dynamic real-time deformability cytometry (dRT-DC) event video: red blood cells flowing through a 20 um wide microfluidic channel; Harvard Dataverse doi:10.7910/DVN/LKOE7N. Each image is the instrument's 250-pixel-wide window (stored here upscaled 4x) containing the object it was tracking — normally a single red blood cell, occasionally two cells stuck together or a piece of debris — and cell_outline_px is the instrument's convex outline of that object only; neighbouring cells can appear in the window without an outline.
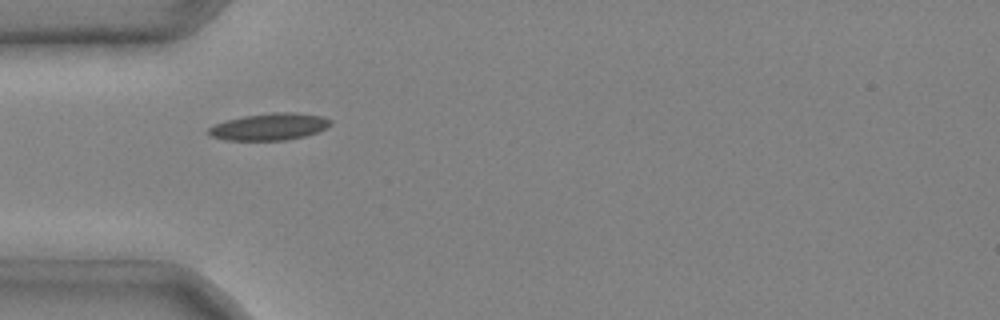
{"species": "common noctule bat (a hibernating species)", "species_latin": "Nyctalus noctula", "temperature_condition": "cold", "stored_images_in_passage": 3, "camera_frame_rate_fps": 3000, "um_per_image_px": 0.085, "animal": {"sex": "male", "body_mass_g": 20.4}, "frame": {"image": 1, "passage_image": 1, "time_ms": 0.0, "image_size_px": [1000, 320], "cell_outline_px": [[332, 124], [328, 128], [304, 136], [288, 140], [224, 140], [212, 136], [208, 132], [208, 128], [216, 124], [228, 120], [244, 116], [272, 112], [292, 112], [320, 116], [332, 120]], "centroid_in_image_um": [22.93, 10.77], "position_along_channel_um": 62.1, "area_um2": 19.02}}
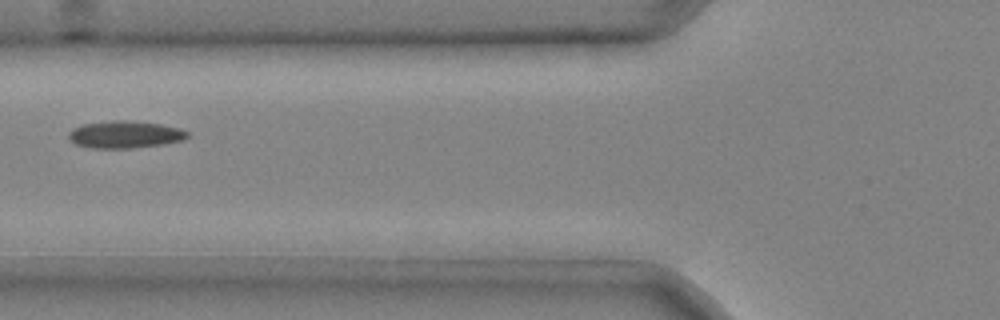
{"frame": {"image": 2, "passage_image": 2, "time_ms": 0.333, "image_size_px": [1000, 320], "cell_outline_px": [[188, 136], [184, 140], [164, 144], [132, 148], [92, 148], [76, 144], [68, 136], [68, 132], [72, 128], [84, 124], [112, 120], [124, 120], [160, 124], [180, 128], [188, 132]], "centroid_in_image_um": [10.63, 11.43], "position_along_channel_um": 115.2, "area_um2": 18.79}}
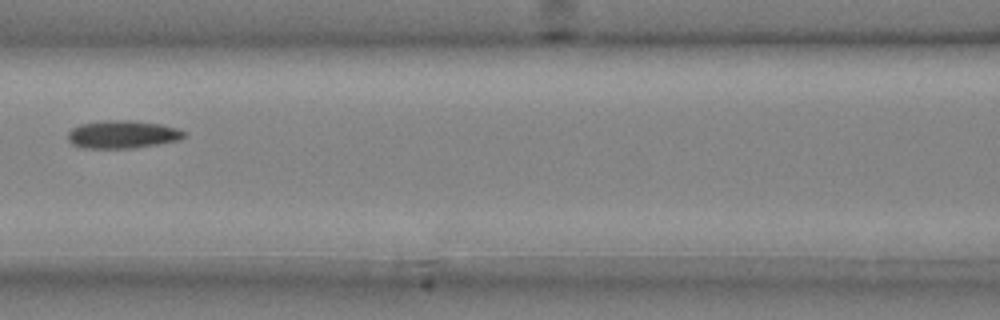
{"frame": {"image": 3, "passage_image": 3, "time_ms": 0.667, "image_size_px": [1000, 320], "cell_outline_px": [[184, 136], [180, 140], [132, 148], [84, 148], [72, 144], [68, 140], [68, 132], [72, 128], [80, 124], [104, 120], [128, 120], [160, 124], [176, 128], [184, 132]], "centroid_in_image_um": [10.37, 11.42], "position_along_channel_um": 156.2, "area_um2": 18.73}}